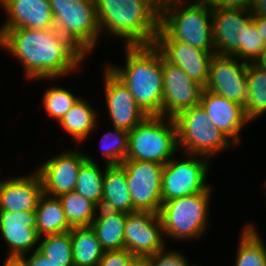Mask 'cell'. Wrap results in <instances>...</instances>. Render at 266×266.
<instances>
[{"instance_id":"d6a6232c","label":"cell","mask_w":266,"mask_h":266,"mask_svg":"<svg viewBox=\"0 0 266 266\" xmlns=\"http://www.w3.org/2000/svg\"><path fill=\"white\" fill-rule=\"evenodd\" d=\"M38 249L58 266H74L70 231L40 237Z\"/></svg>"},{"instance_id":"3957f363","label":"cell","mask_w":266,"mask_h":266,"mask_svg":"<svg viewBox=\"0 0 266 266\" xmlns=\"http://www.w3.org/2000/svg\"><path fill=\"white\" fill-rule=\"evenodd\" d=\"M125 64L105 66L128 88L147 115H161L163 103V55L154 45L124 46Z\"/></svg>"},{"instance_id":"5bb4252c","label":"cell","mask_w":266,"mask_h":266,"mask_svg":"<svg viewBox=\"0 0 266 266\" xmlns=\"http://www.w3.org/2000/svg\"><path fill=\"white\" fill-rule=\"evenodd\" d=\"M203 86L163 57L162 116L175 118L179 113L200 104Z\"/></svg>"},{"instance_id":"ee69618b","label":"cell","mask_w":266,"mask_h":266,"mask_svg":"<svg viewBox=\"0 0 266 266\" xmlns=\"http://www.w3.org/2000/svg\"><path fill=\"white\" fill-rule=\"evenodd\" d=\"M187 266H199V264L198 265H195V263H194V264H191L190 265V260H188Z\"/></svg>"},{"instance_id":"9a60e30c","label":"cell","mask_w":266,"mask_h":266,"mask_svg":"<svg viewBox=\"0 0 266 266\" xmlns=\"http://www.w3.org/2000/svg\"><path fill=\"white\" fill-rule=\"evenodd\" d=\"M250 9L212 8L215 54L231 55L244 61V36Z\"/></svg>"},{"instance_id":"52a82bcc","label":"cell","mask_w":266,"mask_h":266,"mask_svg":"<svg viewBox=\"0 0 266 266\" xmlns=\"http://www.w3.org/2000/svg\"><path fill=\"white\" fill-rule=\"evenodd\" d=\"M176 124L180 152L213 158L236 145L223 132L213 126L205 109L198 104L173 118Z\"/></svg>"},{"instance_id":"f546056e","label":"cell","mask_w":266,"mask_h":266,"mask_svg":"<svg viewBox=\"0 0 266 266\" xmlns=\"http://www.w3.org/2000/svg\"><path fill=\"white\" fill-rule=\"evenodd\" d=\"M65 212L69 225L87 227L93 222L98 207L78 192L71 191L58 197Z\"/></svg>"},{"instance_id":"7bdbcfd3","label":"cell","mask_w":266,"mask_h":266,"mask_svg":"<svg viewBox=\"0 0 266 266\" xmlns=\"http://www.w3.org/2000/svg\"><path fill=\"white\" fill-rule=\"evenodd\" d=\"M263 183V188H265L264 194L266 195V180Z\"/></svg>"},{"instance_id":"ab89813d","label":"cell","mask_w":266,"mask_h":266,"mask_svg":"<svg viewBox=\"0 0 266 266\" xmlns=\"http://www.w3.org/2000/svg\"><path fill=\"white\" fill-rule=\"evenodd\" d=\"M253 21L266 47V17H253Z\"/></svg>"},{"instance_id":"83f0119b","label":"cell","mask_w":266,"mask_h":266,"mask_svg":"<svg viewBox=\"0 0 266 266\" xmlns=\"http://www.w3.org/2000/svg\"><path fill=\"white\" fill-rule=\"evenodd\" d=\"M246 81L249 94L244 113L246 118L253 123L266 114V71L255 63H248Z\"/></svg>"},{"instance_id":"603a6c76","label":"cell","mask_w":266,"mask_h":266,"mask_svg":"<svg viewBox=\"0 0 266 266\" xmlns=\"http://www.w3.org/2000/svg\"><path fill=\"white\" fill-rule=\"evenodd\" d=\"M103 185L101 208L133 213V202L126 180V170L121 165H106Z\"/></svg>"},{"instance_id":"60d3db41","label":"cell","mask_w":266,"mask_h":266,"mask_svg":"<svg viewBox=\"0 0 266 266\" xmlns=\"http://www.w3.org/2000/svg\"><path fill=\"white\" fill-rule=\"evenodd\" d=\"M2 266H27L22 256H6Z\"/></svg>"},{"instance_id":"44dd1931","label":"cell","mask_w":266,"mask_h":266,"mask_svg":"<svg viewBox=\"0 0 266 266\" xmlns=\"http://www.w3.org/2000/svg\"><path fill=\"white\" fill-rule=\"evenodd\" d=\"M154 45L168 62L179 66L190 79L205 87L209 64L215 53H209L181 41H155Z\"/></svg>"},{"instance_id":"ac0fdd59","label":"cell","mask_w":266,"mask_h":266,"mask_svg":"<svg viewBox=\"0 0 266 266\" xmlns=\"http://www.w3.org/2000/svg\"><path fill=\"white\" fill-rule=\"evenodd\" d=\"M200 104L213 126L220 129L237 147L240 143L242 145L241 133L247 124L252 125L245 116L243 106L205 88L200 96Z\"/></svg>"},{"instance_id":"ba28073f","label":"cell","mask_w":266,"mask_h":266,"mask_svg":"<svg viewBox=\"0 0 266 266\" xmlns=\"http://www.w3.org/2000/svg\"><path fill=\"white\" fill-rule=\"evenodd\" d=\"M49 2L55 28L86 56H90L103 40L95 2L93 0H49Z\"/></svg>"},{"instance_id":"7402d4cb","label":"cell","mask_w":266,"mask_h":266,"mask_svg":"<svg viewBox=\"0 0 266 266\" xmlns=\"http://www.w3.org/2000/svg\"><path fill=\"white\" fill-rule=\"evenodd\" d=\"M85 99L81 96L58 123L61 129L70 135L71 141L77 143V147L78 144H83V141L86 143L85 140L91 137L100 124L98 110Z\"/></svg>"},{"instance_id":"4dcf8cb0","label":"cell","mask_w":266,"mask_h":266,"mask_svg":"<svg viewBox=\"0 0 266 266\" xmlns=\"http://www.w3.org/2000/svg\"><path fill=\"white\" fill-rule=\"evenodd\" d=\"M71 91L59 85H51L46 88L42 96V107L46 111L48 119L52 118L58 124L81 97Z\"/></svg>"},{"instance_id":"d6986e66","label":"cell","mask_w":266,"mask_h":266,"mask_svg":"<svg viewBox=\"0 0 266 266\" xmlns=\"http://www.w3.org/2000/svg\"><path fill=\"white\" fill-rule=\"evenodd\" d=\"M31 172L0 180V211L23 212L37 208L43 194L42 182L35 170Z\"/></svg>"},{"instance_id":"836d02e7","label":"cell","mask_w":266,"mask_h":266,"mask_svg":"<svg viewBox=\"0 0 266 266\" xmlns=\"http://www.w3.org/2000/svg\"><path fill=\"white\" fill-rule=\"evenodd\" d=\"M265 50L264 41L255 26L253 17L247 20V28H245L244 36V61L254 63L258 60Z\"/></svg>"},{"instance_id":"8992f818","label":"cell","mask_w":266,"mask_h":266,"mask_svg":"<svg viewBox=\"0 0 266 266\" xmlns=\"http://www.w3.org/2000/svg\"><path fill=\"white\" fill-rule=\"evenodd\" d=\"M179 151L176 124L173 118L148 115L129 131L126 160L165 165Z\"/></svg>"},{"instance_id":"d4e9b609","label":"cell","mask_w":266,"mask_h":266,"mask_svg":"<svg viewBox=\"0 0 266 266\" xmlns=\"http://www.w3.org/2000/svg\"><path fill=\"white\" fill-rule=\"evenodd\" d=\"M35 217L39 237L64 233L72 229L58 197L43 193L35 209Z\"/></svg>"},{"instance_id":"7c38bea8","label":"cell","mask_w":266,"mask_h":266,"mask_svg":"<svg viewBox=\"0 0 266 266\" xmlns=\"http://www.w3.org/2000/svg\"><path fill=\"white\" fill-rule=\"evenodd\" d=\"M247 64L248 62L235 56L214 54L204 88L244 107L249 94L246 81Z\"/></svg>"},{"instance_id":"6da1fadb","label":"cell","mask_w":266,"mask_h":266,"mask_svg":"<svg viewBox=\"0 0 266 266\" xmlns=\"http://www.w3.org/2000/svg\"><path fill=\"white\" fill-rule=\"evenodd\" d=\"M0 49L18 60L27 82L58 81L84 68L88 58L55 27L1 29Z\"/></svg>"},{"instance_id":"5b68a950","label":"cell","mask_w":266,"mask_h":266,"mask_svg":"<svg viewBox=\"0 0 266 266\" xmlns=\"http://www.w3.org/2000/svg\"><path fill=\"white\" fill-rule=\"evenodd\" d=\"M212 191L214 188L211 185L206 191L162 203L159 216L165 240L192 242L205 236L210 229Z\"/></svg>"},{"instance_id":"e575fe53","label":"cell","mask_w":266,"mask_h":266,"mask_svg":"<svg viewBox=\"0 0 266 266\" xmlns=\"http://www.w3.org/2000/svg\"><path fill=\"white\" fill-rule=\"evenodd\" d=\"M167 250V247L154 255L145 257L142 263L145 266H187L188 257L178 249Z\"/></svg>"},{"instance_id":"484cf974","label":"cell","mask_w":266,"mask_h":266,"mask_svg":"<svg viewBox=\"0 0 266 266\" xmlns=\"http://www.w3.org/2000/svg\"><path fill=\"white\" fill-rule=\"evenodd\" d=\"M240 232L234 266H266V244L252 221Z\"/></svg>"},{"instance_id":"1f68e13d","label":"cell","mask_w":266,"mask_h":266,"mask_svg":"<svg viewBox=\"0 0 266 266\" xmlns=\"http://www.w3.org/2000/svg\"><path fill=\"white\" fill-rule=\"evenodd\" d=\"M112 129V131H111ZM101 136V155L107 166L121 165L126 160L129 143V131L113 127Z\"/></svg>"},{"instance_id":"f6af8a7d","label":"cell","mask_w":266,"mask_h":266,"mask_svg":"<svg viewBox=\"0 0 266 266\" xmlns=\"http://www.w3.org/2000/svg\"><path fill=\"white\" fill-rule=\"evenodd\" d=\"M0 10H2V8H3V0H0Z\"/></svg>"},{"instance_id":"8fae6325","label":"cell","mask_w":266,"mask_h":266,"mask_svg":"<svg viewBox=\"0 0 266 266\" xmlns=\"http://www.w3.org/2000/svg\"><path fill=\"white\" fill-rule=\"evenodd\" d=\"M162 221L157 213H128L124 225V245L139 261L165 249Z\"/></svg>"},{"instance_id":"2e32d148","label":"cell","mask_w":266,"mask_h":266,"mask_svg":"<svg viewBox=\"0 0 266 266\" xmlns=\"http://www.w3.org/2000/svg\"><path fill=\"white\" fill-rule=\"evenodd\" d=\"M103 91L107 117L112 127L130 131L148 115L135 102L128 88L107 68H103Z\"/></svg>"},{"instance_id":"d590c367","label":"cell","mask_w":266,"mask_h":266,"mask_svg":"<svg viewBox=\"0 0 266 266\" xmlns=\"http://www.w3.org/2000/svg\"><path fill=\"white\" fill-rule=\"evenodd\" d=\"M139 262L127 249L108 250L97 266H136Z\"/></svg>"},{"instance_id":"ffe728a7","label":"cell","mask_w":266,"mask_h":266,"mask_svg":"<svg viewBox=\"0 0 266 266\" xmlns=\"http://www.w3.org/2000/svg\"><path fill=\"white\" fill-rule=\"evenodd\" d=\"M6 20L1 29L29 28L49 29L55 27L49 0H3Z\"/></svg>"},{"instance_id":"30bf717a","label":"cell","mask_w":266,"mask_h":266,"mask_svg":"<svg viewBox=\"0 0 266 266\" xmlns=\"http://www.w3.org/2000/svg\"><path fill=\"white\" fill-rule=\"evenodd\" d=\"M126 180L133 202V212L159 214L162 206V173L164 165L154 162L125 160Z\"/></svg>"},{"instance_id":"7a4b0ae2","label":"cell","mask_w":266,"mask_h":266,"mask_svg":"<svg viewBox=\"0 0 266 266\" xmlns=\"http://www.w3.org/2000/svg\"><path fill=\"white\" fill-rule=\"evenodd\" d=\"M101 37L121 39L124 46L155 43L160 0H93ZM104 35V36H103Z\"/></svg>"},{"instance_id":"277c9868","label":"cell","mask_w":266,"mask_h":266,"mask_svg":"<svg viewBox=\"0 0 266 266\" xmlns=\"http://www.w3.org/2000/svg\"><path fill=\"white\" fill-rule=\"evenodd\" d=\"M155 41H181L215 53L212 7L208 0H160Z\"/></svg>"},{"instance_id":"f35d334b","label":"cell","mask_w":266,"mask_h":266,"mask_svg":"<svg viewBox=\"0 0 266 266\" xmlns=\"http://www.w3.org/2000/svg\"><path fill=\"white\" fill-rule=\"evenodd\" d=\"M250 11L252 17H266V0H254Z\"/></svg>"},{"instance_id":"4fadbf2b","label":"cell","mask_w":266,"mask_h":266,"mask_svg":"<svg viewBox=\"0 0 266 266\" xmlns=\"http://www.w3.org/2000/svg\"><path fill=\"white\" fill-rule=\"evenodd\" d=\"M75 147L66 149L35 167L44 194L60 197L75 190L80 167L87 160L86 153Z\"/></svg>"},{"instance_id":"b9f144b4","label":"cell","mask_w":266,"mask_h":266,"mask_svg":"<svg viewBox=\"0 0 266 266\" xmlns=\"http://www.w3.org/2000/svg\"><path fill=\"white\" fill-rule=\"evenodd\" d=\"M257 66H259L262 70L266 71V47L263 52V55L254 62Z\"/></svg>"},{"instance_id":"e0dca14e","label":"cell","mask_w":266,"mask_h":266,"mask_svg":"<svg viewBox=\"0 0 266 266\" xmlns=\"http://www.w3.org/2000/svg\"><path fill=\"white\" fill-rule=\"evenodd\" d=\"M0 236L7 246L6 256H22L38 249L35 210L0 211Z\"/></svg>"},{"instance_id":"bcb514c9","label":"cell","mask_w":266,"mask_h":266,"mask_svg":"<svg viewBox=\"0 0 266 266\" xmlns=\"http://www.w3.org/2000/svg\"><path fill=\"white\" fill-rule=\"evenodd\" d=\"M136 266H145L142 261H140Z\"/></svg>"},{"instance_id":"8d00e7d4","label":"cell","mask_w":266,"mask_h":266,"mask_svg":"<svg viewBox=\"0 0 266 266\" xmlns=\"http://www.w3.org/2000/svg\"><path fill=\"white\" fill-rule=\"evenodd\" d=\"M216 9H251L254 0H208Z\"/></svg>"},{"instance_id":"9c48e42d","label":"cell","mask_w":266,"mask_h":266,"mask_svg":"<svg viewBox=\"0 0 266 266\" xmlns=\"http://www.w3.org/2000/svg\"><path fill=\"white\" fill-rule=\"evenodd\" d=\"M181 158L172 157L162 173V202L206 191L211 160L200 155L180 152ZM181 159V160H180ZM207 179V180H206ZM209 183V184H208Z\"/></svg>"},{"instance_id":"f1b7e54d","label":"cell","mask_w":266,"mask_h":266,"mask_svg":"<svg viewBox=\"0 0 266 266\" xmlns=\"http://www.w3.org/2000/svg\"><path fill=\"white\" fill-rule=\"evenodd\" d=\"M86 161L80 167L75 185V191L93 202L98 208L101 206L103 197V179L105 166L100 167L91 155L86 154Z\"/></svg>"},{"instance_id":"cb8c5ba5","label":"cell","mask_w":266,"mask_h":266,"mask_svg":"<svg viewBox=\"0 0 266 266\" xmlns=\"http://www.w3.org/2000/svg\"><path fill=\"white\" fill-rule=\"evenodd\" d=\"M127 214L98 208L90 226L104 251L125 249L124 225Z\"/></svg>"},{"instance_id":"74e56055","label":"cell","mask_w":266,"mask_h":266,"mask_svg":"<svg viewBox=\"0 0 266 266\" xmlns=\"http://www.w3.org/2000/svg\"><path fill=\"white\" fill-rule=\"evenodd\" d=\"M27 266H58L50 258L45 256L39 249L22 255Z\"/></svg>"},{"instance_id":"4316f807","label":"cell","mask_w":266,"mask_h":266,"mask_svg":"<svg viewBox=\"0 0 266 266\" xmlns=\"http://www.w3.org/2000/svg\"><path fill=\"white\" fill-rule=\"evenodd\" d=\"M70 236L74 266H97L104 250L91 226L74 227Z\"/></svg>"}]
</instances>
